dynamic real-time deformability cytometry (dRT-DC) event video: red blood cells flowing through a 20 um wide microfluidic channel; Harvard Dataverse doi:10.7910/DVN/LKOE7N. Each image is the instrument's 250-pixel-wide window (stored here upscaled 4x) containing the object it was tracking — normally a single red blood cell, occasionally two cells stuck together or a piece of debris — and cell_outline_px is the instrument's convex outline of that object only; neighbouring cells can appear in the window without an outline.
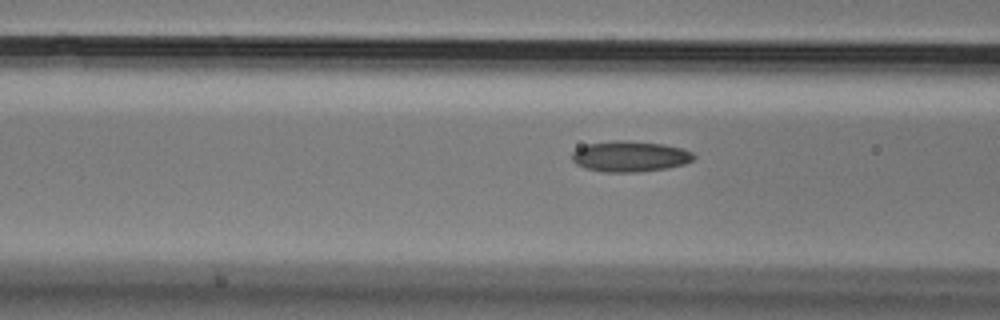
{"species": "Egyptian fruit bat (a non-hibernating species)", "species_latin": "Rousettus aegyptiacus", "temperature_condition": "cold", "stored_images_in_passage": 26, "camera_frame_rate_fps": 3000, "um_per_image_px": 0.085, "animal": {"sex": "male"}, "frame": {"image": 1, "passage_image": 16, "time_ms": 5.0, "image_size_px": [1000, 320], "cell_outline_px": [[696, 156], [692, 160], [684, 164], [668, 168], [636, 172], [604, 172], [584, 168], [576, 164], [572, 160], [572, 152], [576, 148], [588, 144], [616, 140], [628, 140], [664, 144], [680, 148], [692, 152]], "centroid_in_image_um": [53.53, 13.29], "position_along_channel_um": 113.1, "area_um2": 21.91}}
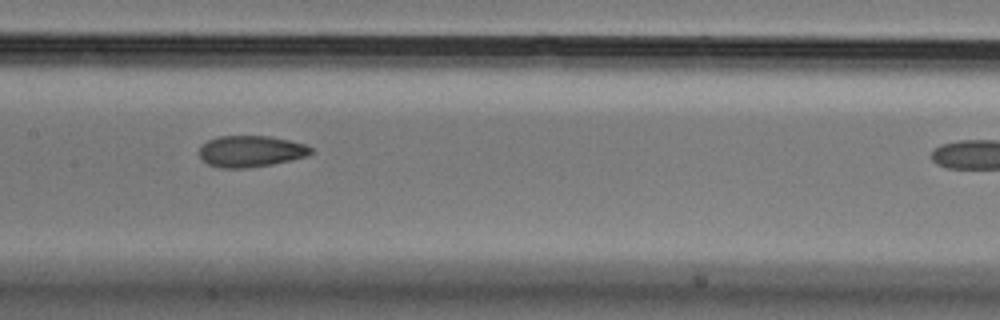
{"frame": {"image": 2, "passage_image": 22, "time_ms": 7.0, "image_size_px": [1000, 320], "cell_outline_px": [[312, 152], [308, 156], [292, 160], [272, 164], [248, 168], [220, 168], [208, 164], [200, 160], [200, 144], [208, 140], [220, 136], [268, 136], [288, 140], [304, 144], [312, 148]], "centroid_in_image_um": [21.29, 12.87], "position_along_channel_um": 186.1, "area_um2": 20.52}}
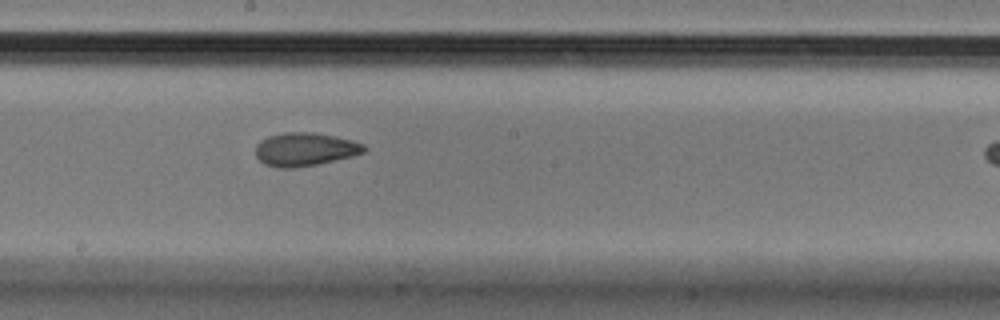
{"frame": {"image": 3, "passage_image": 25, "time_ms": 8.0, "image_size_px": [1000, 320], "cell_outline_px": [[368, 148], [364, 152], [352, 156], [316, 164], [296, 168], [280, 168], [264, 164], [256, 156], [256, 144], [260, 140], [268, 136], [284, 132], [312, 132], [352, 140], [364, 144]], "centroid_in_image_um": [25.9, 12.69], "position_along_channel_um": 222.3, "area_um2": 21.04}}